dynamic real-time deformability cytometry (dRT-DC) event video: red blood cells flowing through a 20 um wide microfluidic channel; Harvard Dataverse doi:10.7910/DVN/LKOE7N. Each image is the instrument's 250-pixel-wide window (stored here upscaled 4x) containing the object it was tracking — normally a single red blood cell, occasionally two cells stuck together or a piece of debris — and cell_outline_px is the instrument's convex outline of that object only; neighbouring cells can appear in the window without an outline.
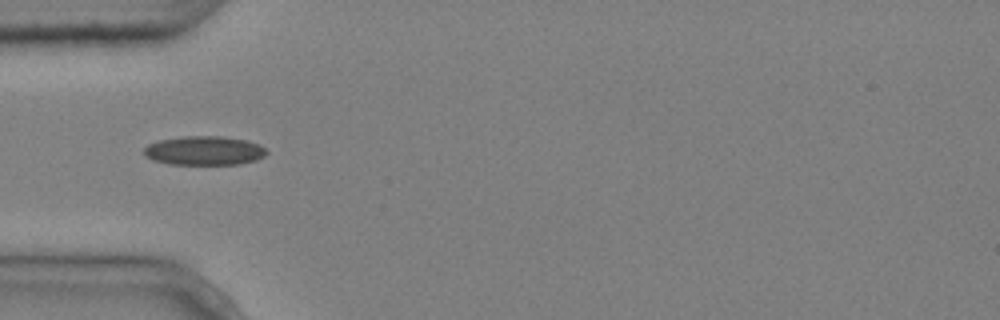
{"species": "common noctule bat (a hibernating species)", "species_latin": "Nyctalus noctula", "temperature_condition": "cold", "stored_images_in_passage": 7, "camera_frame_rate_fps": 3000, "um_per_image_px": 0.085, "animal": {"sex": "male", "body_mass_g": 20.4}, "frame": {"image": 1, "passage_image": 5, "time_ms": 1.333, "image_size_px": [1000, 320], "cell_outline_px": [[268, 152], [264, 156], [256, 160], [240, 164], [168, 164], [152, 160], [144, 156], [144, 148], [148, 144], [160, 140], [184, 136], [220, 136], [248, 140], [260, 144]], "centroid_in_image_um": [17.36, 12.8], "position_along_channel_um": 67.6, "area_um2": 20.87}}